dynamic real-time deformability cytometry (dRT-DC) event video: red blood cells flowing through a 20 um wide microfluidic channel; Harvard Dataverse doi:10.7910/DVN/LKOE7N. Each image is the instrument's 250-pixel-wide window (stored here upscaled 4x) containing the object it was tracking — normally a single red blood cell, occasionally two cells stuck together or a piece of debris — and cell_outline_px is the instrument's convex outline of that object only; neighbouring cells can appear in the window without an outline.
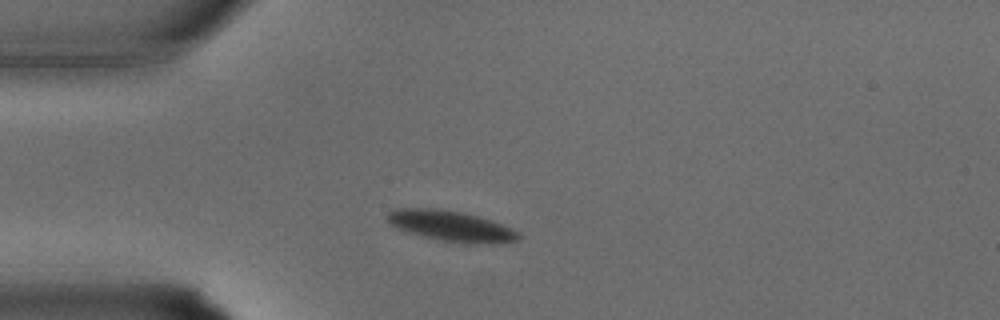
{"species": "common noctule bat (a hibernating species)", "species_latin": "Nyctalus noctula", "temperature_condition": "warm", "stored_images_in_passage": 21, "camera_frame_rate_fps": 3000, "um_per_image_px": 0.085, "animal": {"sex": "male", "body_mass_g": 15.6}, "frame": {"image": 1, "passage_image": 2, "time_ms": 0.333, "image_size_px": [1000, 320], "cell_outline_px": [[524, 236], [520, 240], [504, 244], [468, 244], [440, 240], [408, 232], [392, 224], [388, 220], [388, 212], [396, 208], [436, 208], [460, 212], [492, 220], [512, 228], [520, 232]], "centroid_in_image_um": [38.48, 19.24], "position_along_channel_um": 46.5, "area_um2": 23.58}}
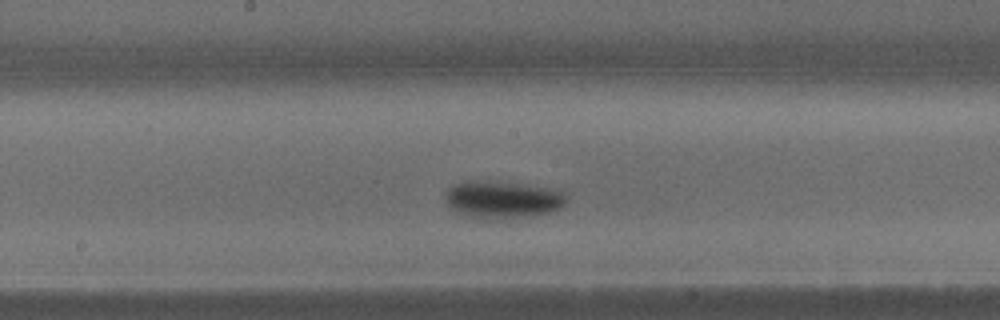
{"frame": {"image": 2, "passage_image": 11, "time_ms": 3.333, "image_size_px": [1000, 320], "cell_outline_px": [[568, 200], [560, 208], [552, 212], [528, 216], [500, 220], [480, 220], [464, 216], [452, 208], [448, 204], [444, 196], [448, 188], [464, 180], [472, 180], [520, 184], [556, 188], [564, 192], [568, 196]], "centroid_in_image_um": [42.74, 16.98], "position_along_channel_um": 205.5, "area_um2": 26.93}}
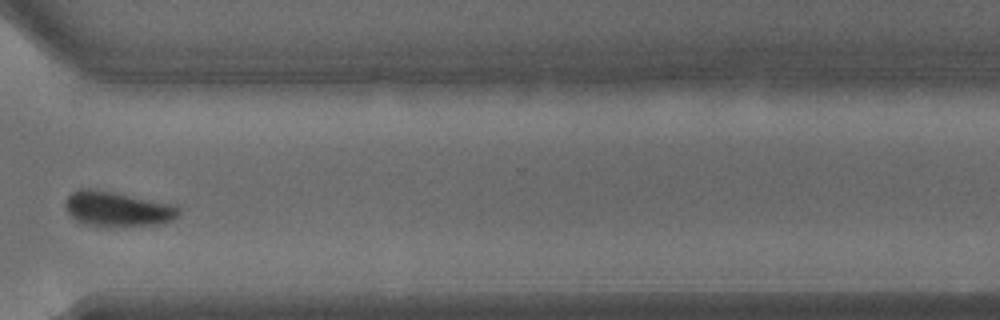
{"frame": {"image": 3, "passage_image": 19, "time_ms": 6.0, "image_size_px": [1000, 320], "cell_outline_px": [[180, 212], [172, 220], [160, 224], [84, 224], [76, 220], [68, 212], [64, 204], [64, 200], [72, 192], [80, 188], [88, 188], [176, 204], [180, 208]], "centroid_in_image_um": [9.98, 17.72], "position_along_channel_um": 360.6, "area_um2": 22.31}}